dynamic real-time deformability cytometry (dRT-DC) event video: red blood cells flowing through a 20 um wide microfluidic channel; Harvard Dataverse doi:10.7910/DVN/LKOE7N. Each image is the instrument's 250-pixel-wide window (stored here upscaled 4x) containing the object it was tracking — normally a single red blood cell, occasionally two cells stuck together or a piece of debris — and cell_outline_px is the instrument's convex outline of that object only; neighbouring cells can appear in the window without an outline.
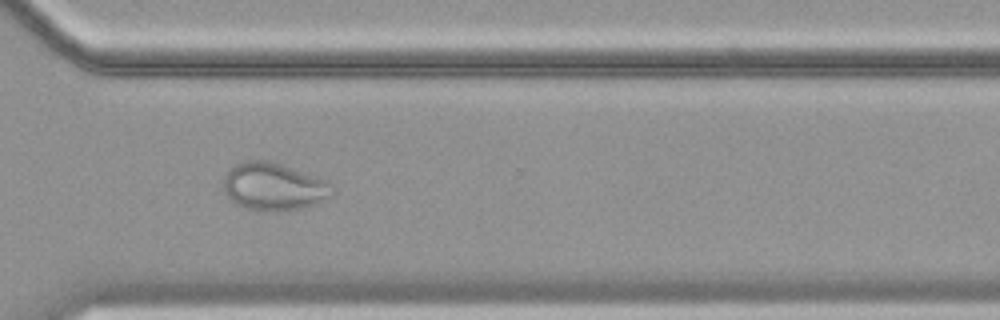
{"species": "common noctule bat (a hibernating species)", "species_latin": "Nyctalus noctula", "temperature_condition": "cold", "stored_images_in_passage": 38, "camera_frame_rate_fps": 3000, "um_per_image_px": 0.085, "animal": {"sex": "female", "body_mass_g": 19.9}, "frame": {"image": 1, "passage_image": 23, "time_ms": 7.333, "image_size_px": [1000, 320], "cell_outline_px": [[332, 192], [316, 204], [304, 208], [244, 208], [228, 200], [224, 192], [224, 172], [228, 168], [244, 160], [264, 160], [328, 180], [332, 184]], "centroid_in_image_um": [23.19, 15.82], "position_along_channel_um": 347.4, "area_um2": 29.3}}
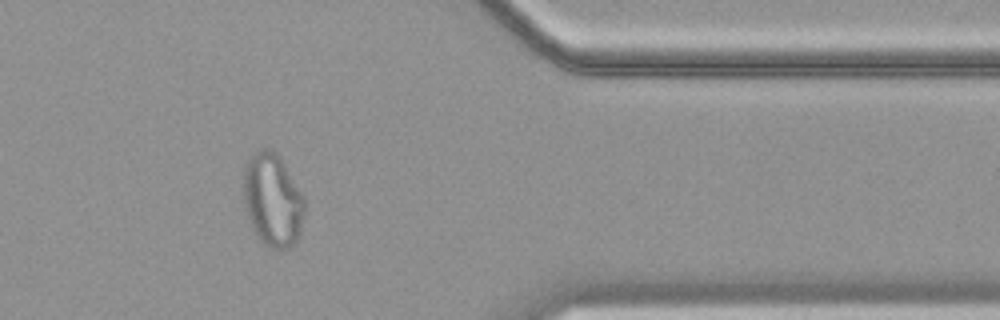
{"frame": {"image": 2, "passage_image": 28, "time_ms": 9.0, "image_size_px": [1000, 320], "cell_outline_px": [[304, 216], [300, 236], [288, 248], [280, 252], [264, 244], [260, 240], [252, 228], [248, 220], [244, 204], [244, 164], [260, 148], [272, 148], [280, 156], [304, 196]], "centroid_in_image_um": [23.18, 17.01], "position_along_channel_um": 388.2, "area_um2": 33.58}}